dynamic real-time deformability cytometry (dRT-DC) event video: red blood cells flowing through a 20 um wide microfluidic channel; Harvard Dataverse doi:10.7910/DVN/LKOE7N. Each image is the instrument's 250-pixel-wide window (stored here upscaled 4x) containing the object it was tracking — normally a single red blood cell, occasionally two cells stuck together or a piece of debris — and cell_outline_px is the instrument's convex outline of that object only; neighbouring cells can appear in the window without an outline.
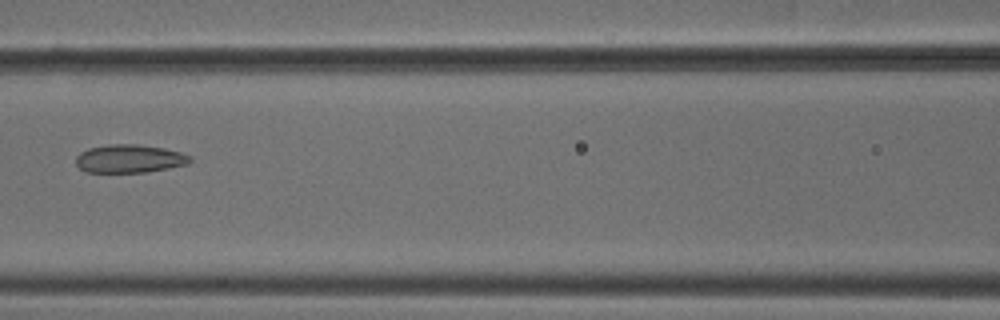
{"species": "common noctule bat (a hibernating species)", "species_latin": "Nyctalus noctula", "temperature_condition": "cold", "stored_images_in_passage": 8, "camera_frame_rate_fps": 3000, "um_per_image_px": 0.085, "animal": {"sex": "male", "body_mass_g": 18.8}, "frame": {"image": 1, "passage_image": 8, "time_ms": 2.333, "image_size_px": [1000, 320], "cell_outline_px": [[192, 160], [188, 164], [148, 172], [88, 172], [80, 168], [76, 164], [76, 156], [80, 152], [88, 148], [108, 144], [140, 144], [164, 148], [180, 152], [192, 156]], "centroid_in_image_um": [11.02, 13.48], "position_along_channel_um": 155.6, "area_um2": 18.9}}